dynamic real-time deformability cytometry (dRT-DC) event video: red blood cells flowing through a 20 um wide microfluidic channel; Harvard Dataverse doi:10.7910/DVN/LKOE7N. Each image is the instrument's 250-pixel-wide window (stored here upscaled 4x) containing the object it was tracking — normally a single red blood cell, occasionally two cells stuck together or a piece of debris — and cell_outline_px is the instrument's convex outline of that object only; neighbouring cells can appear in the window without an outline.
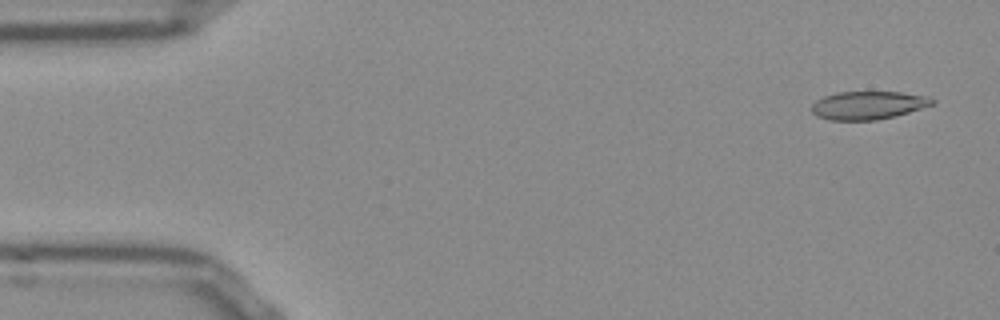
{"species": "Egyptian fruit bat (a non-hibernating species)", "species_latin": "Rousettus aegyptiacus", "temperature_condition": "room temperature", "stored_images_in_passage": 52, "camera_frame_rate_fps": 3000, "um_per_image_px": 0.085, "frame": {"image": 1, "passage_image": 3, "time_ms": 0.667, "image_size_px": [1000, 320], "cell_outline_px": [[936, 104], [896, 116], [876, 120], [828, 120], [816, 116], [812, 112], [812, 104], [816, 100], [824, 96], [836, 92], [900, 92], [924, 96], [936, 100]], "centroid_in_image_um": [73.79, 8.95], "position_along_channel_um": 11.2, "area_um2": 19.88}}
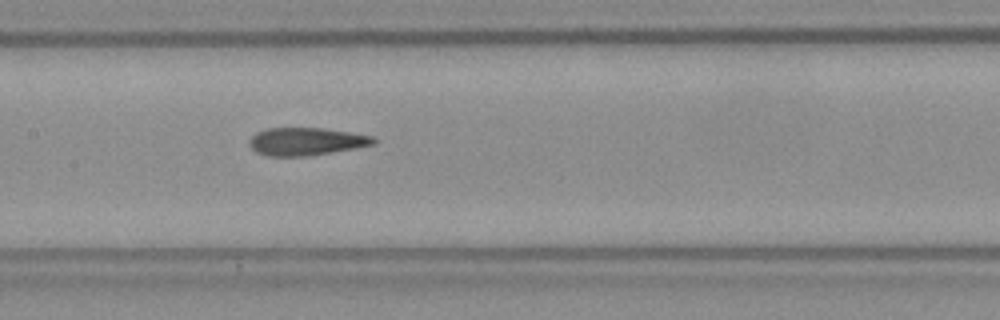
{"frame": {"image": 2, "passage_image": 25, "time_ms": 8.0, "image_size_px": [1000, 320], "cell_outline_px": [[376, 144], [356, 148], [304, 156], [268, 156], [256, 152], [248, 144], [252, 136], [256, 132], [264, 128], [324, 128], [352, 132], [372, 136], [376, 140]], "centroid_in_image_um": [26.02, 12.01], "position_along_channel_um": 181.4, "area_um2": 20.11}}
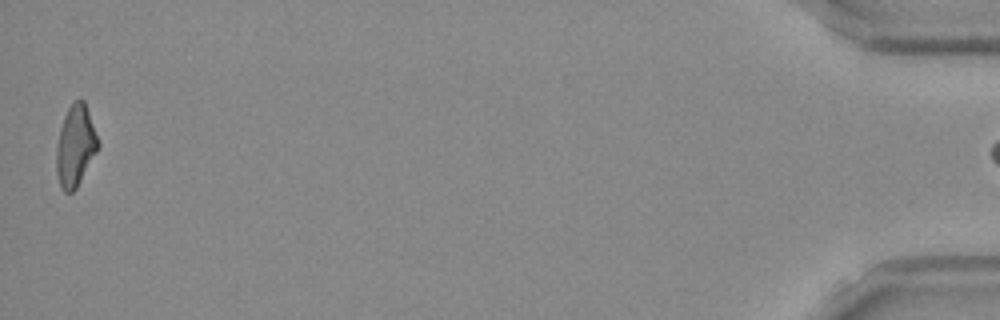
{"frame": {"image": 3, "passage_image": 52, "time_ms": 17.0, "image_size_px": [1000, 320], "cell_outline_px": [[100, 144], [96, 152], [76, 188], [72, 192], [64, 192], [60, 188], [56, 172], [56, 144], [60, 128], [64, 116], [68, 108], [80, 96], [84, 100]], "centroid_in_image_um": [6.39, 12.39], "position_along_channel_um": 428.8, "area_um2": 19.65}, "authors_computed_cell_mechanics": {"area_um2": 20.2589, "velocity_mm_per_s": 3.8635, "shape_relaxation_time_tau1_ms": null, "shape_relaxation_time_tau2_ms": 3.0103, "deformation_change_tau1": null, "deformation_change_tau2": 0.1139}}